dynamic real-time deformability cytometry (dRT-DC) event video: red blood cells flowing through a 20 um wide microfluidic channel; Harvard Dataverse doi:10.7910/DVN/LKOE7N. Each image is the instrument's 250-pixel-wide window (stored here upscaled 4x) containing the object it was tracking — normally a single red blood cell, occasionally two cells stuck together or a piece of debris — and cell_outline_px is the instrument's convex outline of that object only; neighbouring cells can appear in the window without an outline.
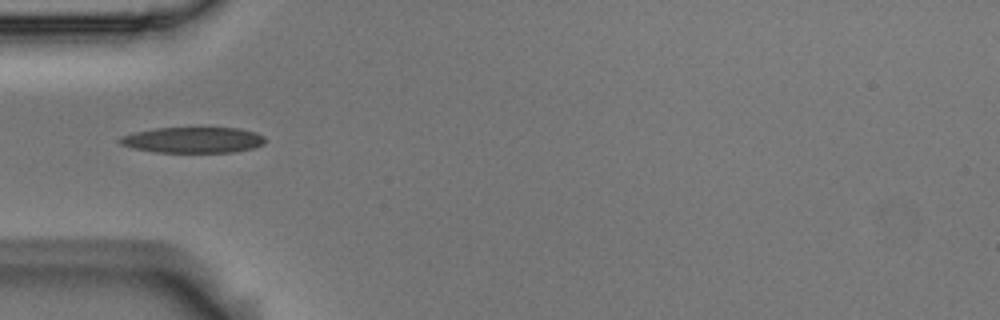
{"species": "Egyptian fruit bat (a non-hibernating species)", "species_latin": "Rousettus aegyptiacus", "temperature_condition": "room temperature", "stored_images_in_passage": 11, "camera_frame_rate_fps": 3000, "um_per_image_px": 0.085, "animal": {"sex": "male"}, "frame": {"image": 1, "passage_image": 5, "time_ms": 1.333, "image_size_px": [1000, 320], "cell_outline_px": [[264, 144], [252, 148], [232, 152], [156, 152], [132, 148], [120, 144], [116, 140], [120, 136], [132, 132], [156, 128], [240, 128], [256, 132], [264, 136]], "centroid_in_image_um": [16.36, 11.89], "position_along_channel_um": 68.6, "area_um2": 21.96}}
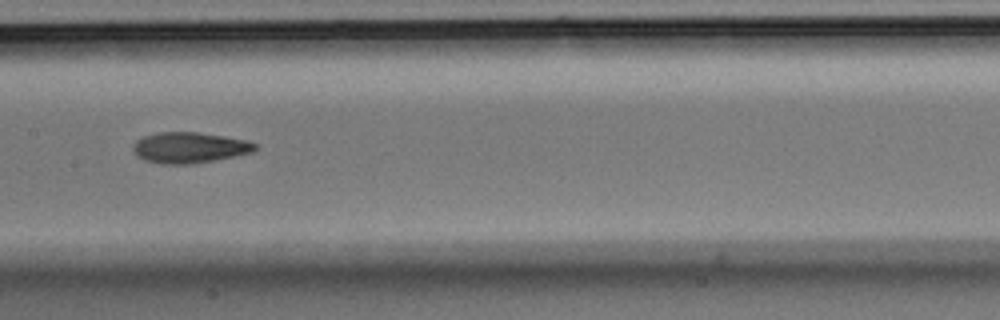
{"frame": {"image": 2, "passage_image": 8, "time_ms": 2.333, "image_size_px": [1000, 320], "cell_outline_px": [[256, 148], [252, 152], [236, 156], [192, 164], [160, 164], [144, 160], [132, 148], [136, 140], [144, 136], [160, 132], [196, 132], [224, 136], [248, 140], [256, 144]], "centroid_in_image_um": [16.12, 12.55], "position_along_channel_um": 191.3, "area_um2": 21.79}}
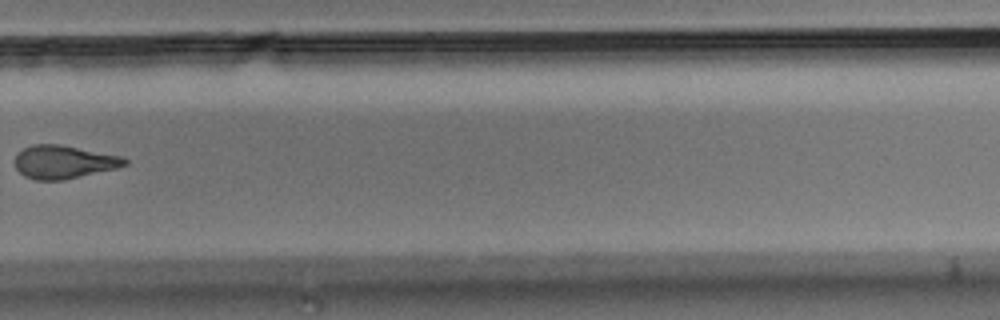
{"frame": {"image": 3, "passage_image": 11, "time_ms": 3.333, "image_size_px": [1000, 320], "cell_outline_px": [[128, 164], [116, 168], [64, 180], [36, 180], [24, 176], [16, 168], [16, 152], [32, 144], [60, 144], [124, 156], [128, 160]], "centroid_in_image_um": [5.43, 13.76], "position_along_channel_um": 324.4, "area_um2": 21.39}}